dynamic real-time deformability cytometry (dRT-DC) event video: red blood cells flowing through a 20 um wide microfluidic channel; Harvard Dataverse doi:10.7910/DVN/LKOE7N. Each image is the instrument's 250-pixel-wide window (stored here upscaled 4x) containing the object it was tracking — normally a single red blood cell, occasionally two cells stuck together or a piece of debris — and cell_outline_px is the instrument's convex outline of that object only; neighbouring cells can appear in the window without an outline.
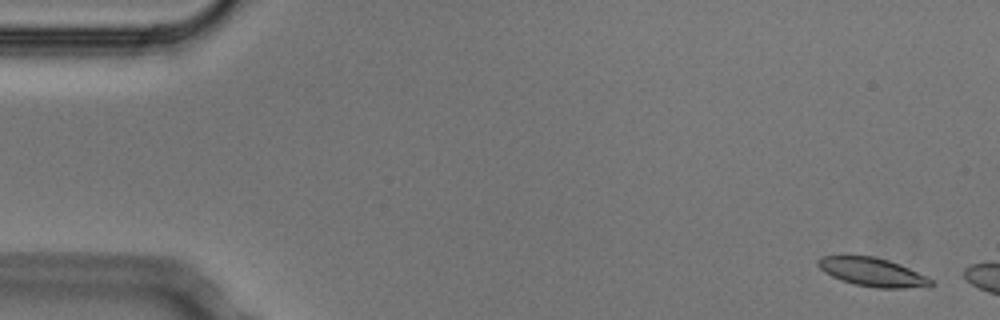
{"species": "Egyptian fruit bat (a non-hibernating species)", "species_latin": "Rousettus aegyptiacus", "temperature_condition": "cold", "stored_images_in_passage": 4, "camera_frame_rate_fps": 3000, "um_per_image_px": 0.085, "animal": {"sex": "male"}, "frame": {"image": 1, "passage_image": 1, "time_ms": 0.0, "image_size_px": [1000, 320], "cell_outline_px": [[932, 284], [904, 288], [876, 288], [856, 284], [840, 280], [824, 272], [816, 264], [816, 260], [820, 256], [840, 252], [844, 252], [872, 256], [888, 260], [900, 264], [932, 280]], "centroid_in_image_um": [73.96, 23.05], "position_along_channel_um": 11.0, "area_um2": 19.19}}
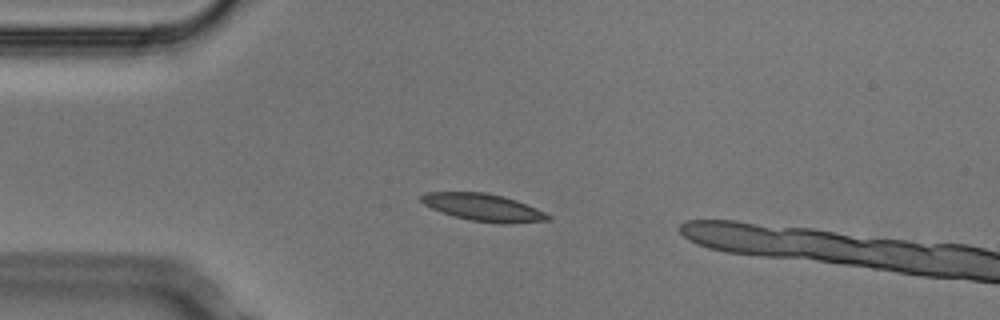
{"frame": {"image": 2, "passage_image": 3, "time_ms": 0.667, "image_size_px": [1000, 320], "cell_outline_px": [[552, 220], [508, 224], [500, 224], [472, 220], [456, 216], [432, 208], [424, 204], [420, 200], [420, 196], [428, 192], [484, 192], [504, 196], [516, 200], [536, 208], [552, 216]], "centroid_in_image_um": [41.15, 17.63], "position_along_channel_um": 43.9, "area_um2": 20.06}}